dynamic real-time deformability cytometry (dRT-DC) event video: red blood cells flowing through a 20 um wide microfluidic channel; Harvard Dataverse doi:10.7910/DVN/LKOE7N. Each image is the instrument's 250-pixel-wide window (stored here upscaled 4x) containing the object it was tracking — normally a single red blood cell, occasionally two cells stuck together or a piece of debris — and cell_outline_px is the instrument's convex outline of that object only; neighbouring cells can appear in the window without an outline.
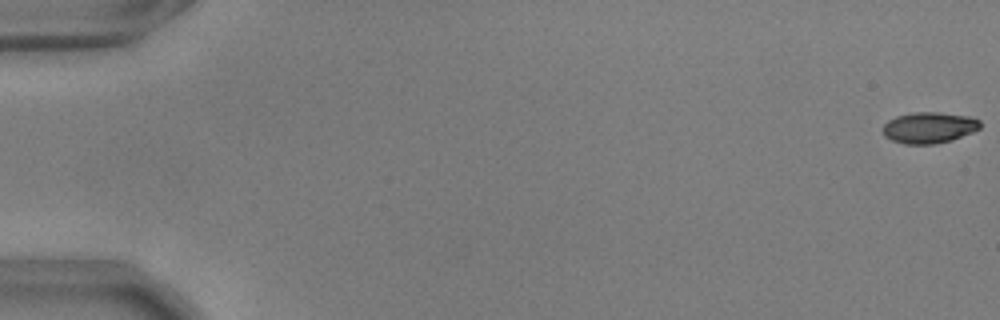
{"species": "common noctule bat (a hibernating species)", "species_latin": "Nyctalus noctula", "temperature_condition": "warm", "stored_images_in_passage": 56, "camera_frame_rate_fps": 3000, "um_per_image_px": 0.085, "animal": {"sex": "male", "body_mass_g": 17.9, "forearm_length_mm": 54.2}, "frame": {"image": 1, "passage_image": 1, "time_ms": 0.0, "image_size_px": [1000, 320], "cell_outline_px": [[980, 128], [972, 132], [952, 140], [936, 144], [904, 144], [892, 140], [884, 136], [884, 124], [888, 120], [896, 116], [912, 112], [940, 112], [968, 116], [980, 120]], "centroid_in_image_um": [78.97, 10.84], "position_along_channel_um": 6.0, "area_um2": 17.69}}
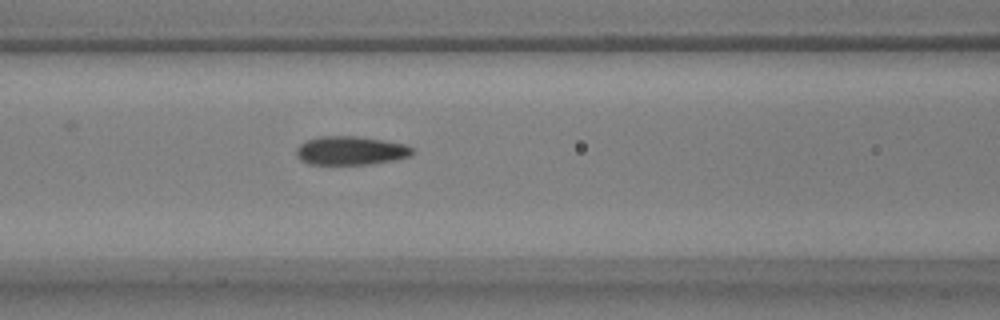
{"frame": {"image": 2, "passage_image": 25, "time_ms": 8.0, "image_size_px": [1000, 320], "cell_outline_px": [[416, 152], [412, 156], [396, 160], [372, 164], [308, 164], [300, 160], [296, 156], [296, 148], [300, 144], [308, 140], [320, 136], [356, 136], [384, 140], [404, 144], [412, 148]], "centroid_in_image_um": [29.83, 12.81], "position_along_channel_um": 136.8, "area_um2": 19.59}}
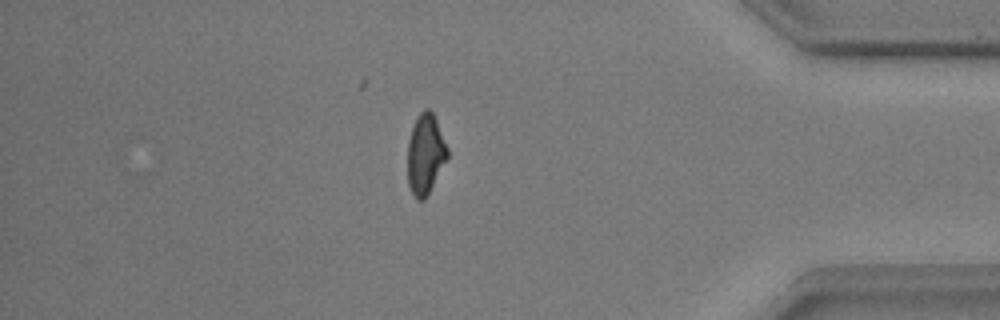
{"frame": {"image": 3, "passage_image": 49, "time_ms": 16.0, "image_size_px": [1000, 320], "cell_outline_px": [[448, 156], [424, 200], [416, 200], [408, 184], [408, 140], [412, 128], [420, 112], [424, 108], [428, 108], [432, 112], [436, 120], [448, 148]], "centroid_in_image_um": [36.15, 13.09], "position_along_channel_um": 399.1, "area_um2": 18.26}, "authors_computed_cell_mechanics": {"area_um2": 18.9295, "velocity_mm_per_s": 3.6605, "shape_relaxation_time_tau1_ms": 4.2351, "shape_relaxation_time_tau2_ms": 1.679, "deformation_change_tau1": 0.1283, "deformation_change_tau2": 0.055}}